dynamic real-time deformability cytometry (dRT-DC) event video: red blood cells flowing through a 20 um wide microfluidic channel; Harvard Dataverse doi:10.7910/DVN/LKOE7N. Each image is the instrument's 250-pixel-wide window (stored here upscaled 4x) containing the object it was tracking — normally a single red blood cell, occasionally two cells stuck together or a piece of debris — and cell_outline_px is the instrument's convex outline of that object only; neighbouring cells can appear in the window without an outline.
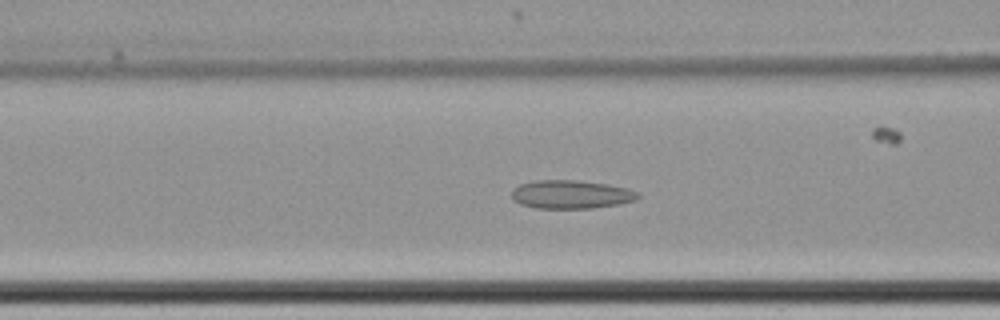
{"species": "common noctule bat (a hibernating species)", "species_latin": "Nyctalus noctula", "temperature_condition": "cold", "stored_images_in_passage": 64, "camera_frame_rate_fps": 3000, "um_per_image_px": 0.085, "animal": {"sex": "female", "body_mass_g": 22.7, "forearm_length_mm": 54.2}, "frame": {"image": 1, "passage_image": 31, "time_ms": 10.0, "image_size_px": [1000, 320], "cell_outline_px": [[640, 196], [636, 200], [620, 204], [592, 208], [536, 208], [520, 204], [512, 200], [512, 188], [520, 184], [536, 180], [576, 180], [608, 184], [628, 188], [640, 192]], "centroid_in_image_um": [48.55, 16.52], "position_along_channel_um": 118.0, "area_um2": 21.15}}
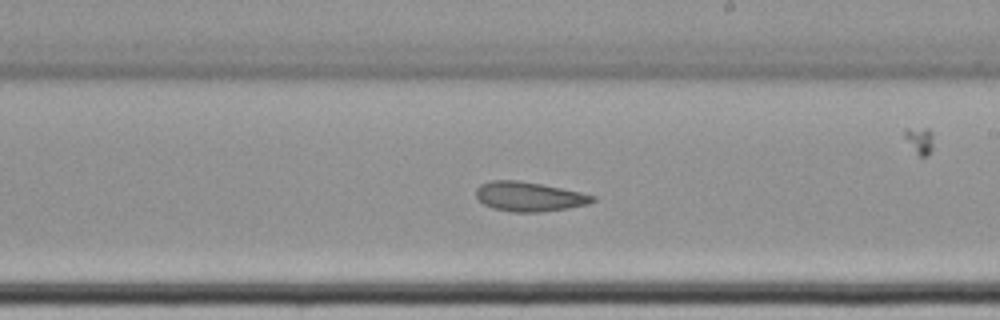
{"frame": {"image": 2, "passage_image": 42, "time_ms": 13.667, "image_size_px": [1000, 320], "cell_outline_px": [[596, 200], [588, 204], [568, 208], [540, 212], [512, 212], [492, 208], [484, 204], [476, 196], [476, 188], [480, 184], [492, 180], [520, 180], [580, 192], [596, 196]], "centroid_in_image_um": [44.96, 16.71], "position_along_channel_um": 244.0, "area_um2": 20.0}}
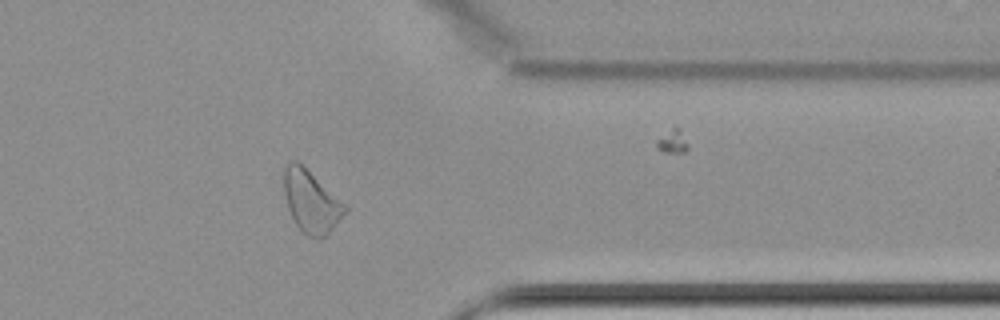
{"frame": {"image": 3, "passage_image": 55, "time_ms": 18.0, "image_size_px": [1000, 320], "cell_outline_px": [[348, 212], [320, 240], [316, 240], [308, 236], [296, 224], [288, 208], [284, 192], [284, 168], [288, 160], [296, 160], [344, 204], [348, 208]], "centroid_in_image_um": [26.43, 17.15], "position_along_channel_um": 385.0, "area_um2": 21.56}}